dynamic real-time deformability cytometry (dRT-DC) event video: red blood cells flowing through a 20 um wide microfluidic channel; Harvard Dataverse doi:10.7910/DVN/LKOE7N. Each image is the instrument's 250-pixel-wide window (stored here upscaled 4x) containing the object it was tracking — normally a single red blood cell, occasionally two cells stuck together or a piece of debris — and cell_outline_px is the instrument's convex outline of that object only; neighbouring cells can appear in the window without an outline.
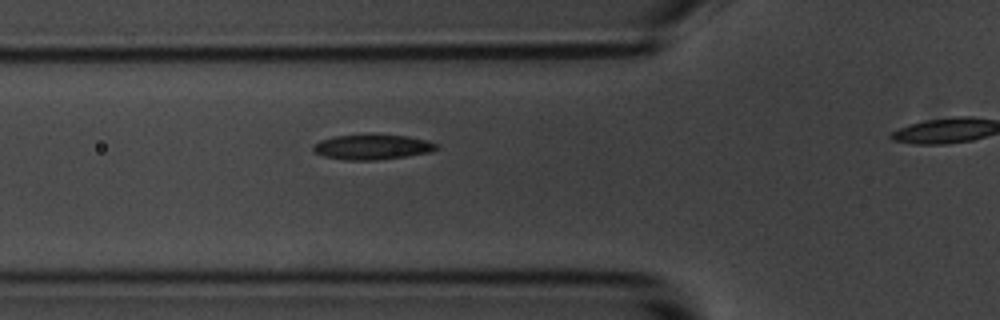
{"species": "common noctule bat (a hibernating species)", "species_latin": "Nyctalus noctula", "temperature_condition": "room temperature", "stored_images_in_passage": 5, "camera_frame_rate_fps": 3000, "um_per_image_px": 0.085, "animal": {"sex": "male", "body_mass_g": 20.1, "forearm_length_mm": 53.5}, "frame": {"image": 1, "passage_image": 4, "time_ms": 3.667, "image_size_px": [1000, 320], "cell_outline_px": [[440, 148], [432, 152], [408, 156], [376, 160], [344, 160], [324, 156], [316, 152], [312, 148], [312, 144], [320, 140], [336, 136], [372, 132], [408, 136], [428, 140], [440, 144]], "centroid_in_image_um": [31.71, 12.46], "position_along_channel_um": 94.1, "area_um2": 18.84}}